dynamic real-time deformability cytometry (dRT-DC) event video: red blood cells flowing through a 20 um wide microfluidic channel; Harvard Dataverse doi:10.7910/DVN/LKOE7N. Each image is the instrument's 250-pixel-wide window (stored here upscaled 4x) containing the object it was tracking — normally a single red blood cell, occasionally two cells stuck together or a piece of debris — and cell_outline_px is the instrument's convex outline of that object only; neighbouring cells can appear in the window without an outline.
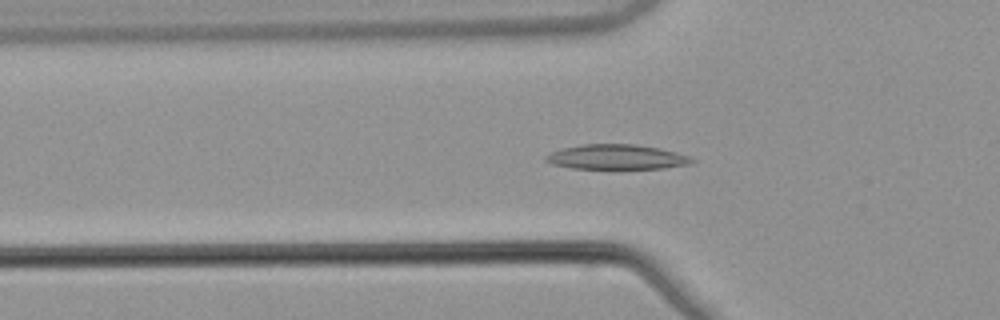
{"species": "common noctule bat (a hibernating species)", "species_latin": "Nyctalus noctula", "temperature_condition": "warm", "stored_images_in_passage": 40, "camera_frame_rate_fps": 3000, "um_per_image_px": 0.085, "animal": {"sex": "male", "body_mass_g": 21.5, "forearm_length_mm": 52.0}, "frame": {"image": 1, "passage_image": 13, "time_ms": 4.0, "image_size_px": [1000, 320], "cell_outline_px": [[696, 160], [692, 164], [664, 168], [572, 168], [552, 164], [544, 160], [544, 156], [552, 152], [564, 148], [584, 144], [636, 144], [676, 152], [688, 156]], "centroid_in_image_um": [52.42, 13.34], "position_along_channel_um": 73.4, "area_um2": 20.92}}
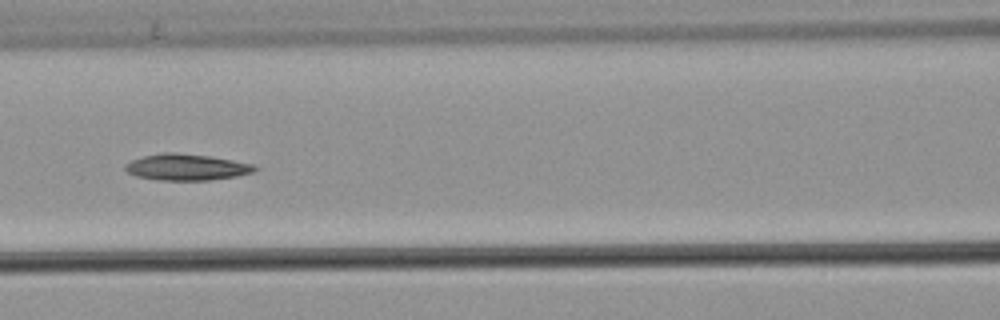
{"frame": {"image": 2, "passage_image": 19, "time_ms": 6.0, "image_size_px": [1000, 320], "cell_outline_px": [[260, 168], [252, 172], [236, 176], [208, 180], [156, 180], [136, 176], [128, 172], [124, 168], [124, 164], [132, 160], [144, 156], [164, 152], [176, 152], [208, 156], [256, 164]], "centroid_in_image_um": [15.86, 14.2], "position_along_channel_um": 150.7, "area_um2": 19.88}}
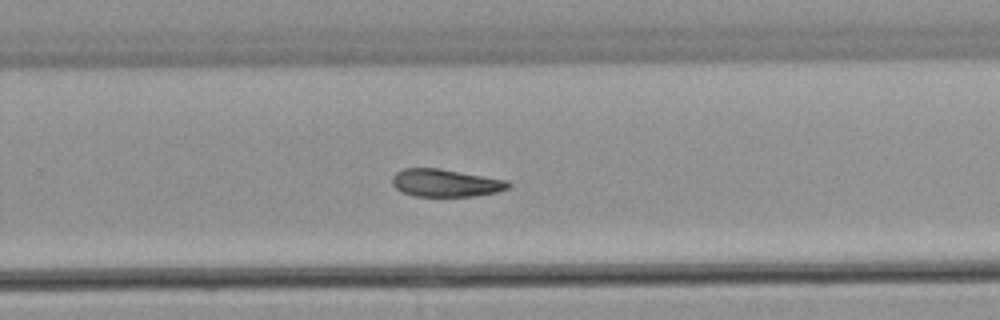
{"frame": {"image": 3, "passage_image": 30, "time_ms": 9.667, "image_size_px": [1000, 320], "cell_outline_px": [[512, 184], [508, 188], [496, 192], [472, 196], [416, 196], [404, 192], [396, 188], [392, 184], [392, 176], [396, 172], [404, 168], [440, 168], [508, 180]], "centroid_in_image_um": [37.88, 15.54], "position_along_channel_um": 291.9, "area_um2": 18.67}}